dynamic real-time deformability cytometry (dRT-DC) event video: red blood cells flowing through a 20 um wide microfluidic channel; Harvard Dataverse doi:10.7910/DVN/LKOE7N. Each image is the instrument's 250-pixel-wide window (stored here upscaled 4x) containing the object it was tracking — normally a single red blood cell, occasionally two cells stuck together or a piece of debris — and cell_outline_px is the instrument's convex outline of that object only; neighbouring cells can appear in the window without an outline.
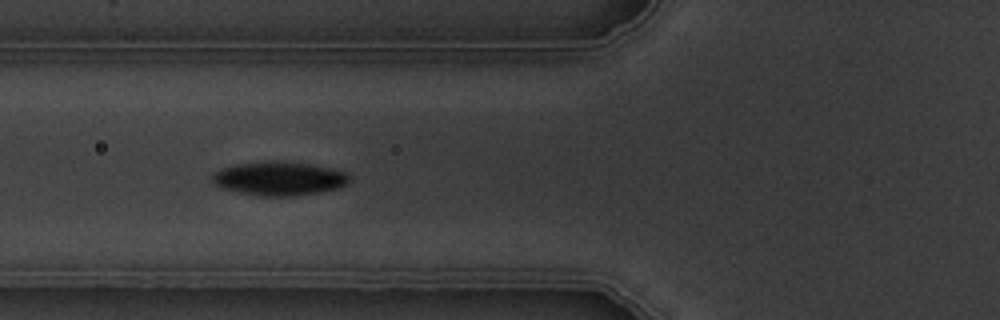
{"species": "common noctule bat (a hibernating species)", "species_latin": "Nyctalus noctula", "temperature_condition": "warm", "stored_images_in_passage": 9, "camera_frame_rate_fps": 3000, "um_per_image_px": 0.085, "animal": {"sex": "male", "body_mass_g": 19.5, "forearm_length_mm": 54.6}, "frame": {"image": 1, "passage_image": 6, "time_ms": 5.667, "image_size_px": [1000, 320], "cell_outline_px": [[348, 184], [340, 188], [320, 192], [296, 196], [260, 196], [220, 188], [212, 180], [212, 176], [216, 172], [224, 168], [240, 164], [272, 160], [308, 164], [348, 172]], "centroid_in_image_um": [23.76, 15.19], "position_along_channel_um": 102.0, "area_um2": 26.76}}
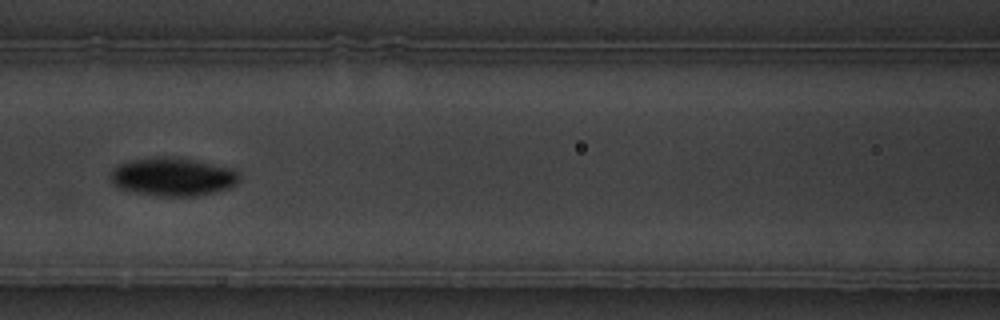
{"frame": {"image": 2, "passage_image": 7, "time_ms": 7.0, "image_size_px": [1000, 320], "cell_outline_px": [[240, 180], [236, 184], [228, 188], [216, 192], [196, 196], [160, 196], [136, 192], [120, 188], [108, 176], [116, 164], [132, 160], [156, 156], [176, 156], [196, 160], [232, 168], [236, 172]], "centroid_in_image_um": [14.68, 15.01], "position_along_channel_um": 151.9, "area_um2": 28.9}}